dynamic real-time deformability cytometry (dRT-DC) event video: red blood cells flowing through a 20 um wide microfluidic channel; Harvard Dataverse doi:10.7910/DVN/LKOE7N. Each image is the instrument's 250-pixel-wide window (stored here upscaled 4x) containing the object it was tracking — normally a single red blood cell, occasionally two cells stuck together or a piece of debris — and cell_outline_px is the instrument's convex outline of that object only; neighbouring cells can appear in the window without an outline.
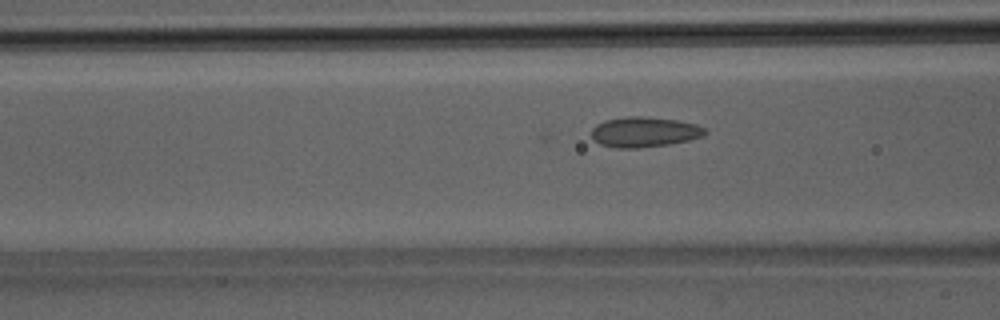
{"species": "Egyptian fruit bat (a non-hibernating species)", "species_latin": "Rousettus aegyptiacus", "temperature_condition": "room temperature", "stored_images_in_passage": 23, "camera_frame_rate_fps": 3000, "um_per_image_px": 0.085, "animal": {"sex": "male"}, "frame": {"image": 1, "passage_image": 6, "time_ms": 1.667, "image_size_px": [1000, 320], "cell_outline_px": [[708, 132], [704, 136], [688, 140], [668, 144], [636, 148], [616, 148], [600, 144], [592, 136], [592, 128], [596, 124], [604, 120], [628, 116], [644, 116], [676, 120], [696, 124], [704, 128]], "centroid_in_image_um": [54.77, 11.21], "position_along_channel_um": 111.8, "area_um2": 19.94}}
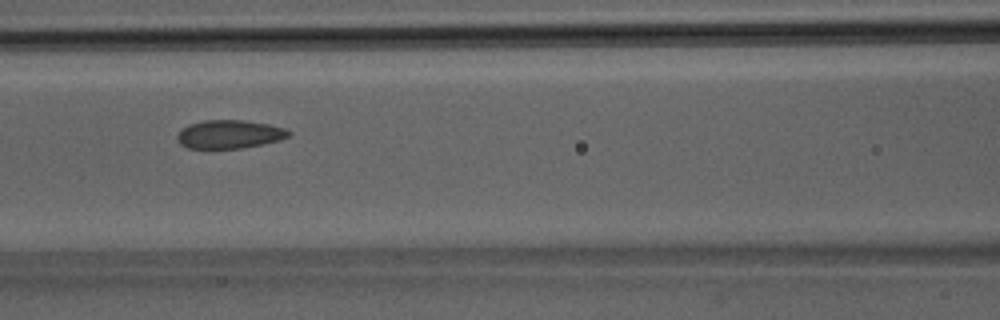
{"frame": {"image": 2, "passage_image": 8, "time_ms": 2.333, "image_size_px": [1000, 320], "cell_outline_px": [[292, 136], [280, 140], [264, 144], [240, 148], [188, 148], [180, 144], [176, 136], [180, 128], [188, 124], [204, 120], [244, 120], [268, 124], [284, 128], [292, 132]], "centroid_in_image_um": [19.5, 11.4], "position_along_channel_um": 147.1, "area_um2": 18.67}}
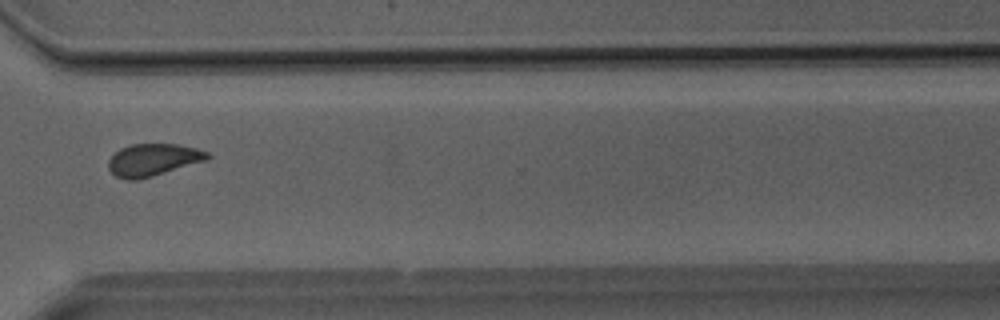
{"frame": {"image": 3, "passage_image": 20, "time_ms": 6.333, "image_size_px": [1000, 320], "cell_outline_px": [[212, 156], [208, 160], [152, 176], [136, 180], [124, 180], [116, 176], [108, 168], [108, 160], [120, 148], [132, 144], [176, 144], [196, 148], [208, 152]], "centroid_in_image_um": [13.02, 13.58], "position_along_channel_um": 357.6, "area_um2": 18.61}}